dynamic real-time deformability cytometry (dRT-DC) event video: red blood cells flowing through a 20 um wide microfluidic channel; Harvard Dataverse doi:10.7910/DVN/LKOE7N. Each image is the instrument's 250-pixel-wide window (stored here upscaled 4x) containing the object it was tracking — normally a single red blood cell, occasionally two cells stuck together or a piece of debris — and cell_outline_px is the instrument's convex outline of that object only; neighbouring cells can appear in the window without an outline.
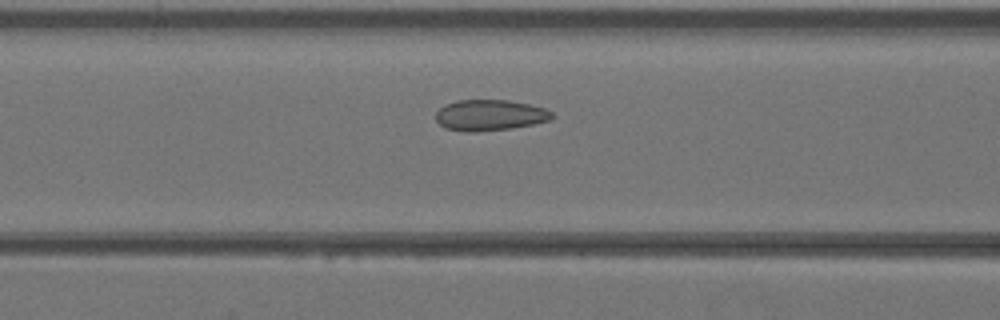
{"species": "Egyptian fruit bat (a non-hibernating species)", "species_latin": "Rousettus aegyptiacus", "temperature_condition": "warm", "stored_images_in_passage": 36, "camera_frame_rate_fps": 3000, "um_per_image_px": 0.085, "animal": {"sex": "female"}, "frame": {"image": 1, "passage_image": 12, "time_ms": 3.667, "image_size_px": [1000, 320], "cell_outline_px": [[556, 116], [552, 120], [512, 128], [476, 132], [468, 132], [444, 128], [436, 120], [436, 112], [444, 104], [456, 100], [508, 100], [528, 104], [544, 108], [552, 112]], "centroid_in_image_um": [41.64, 9.79], "position_along_channel_um": 125.0, "area_um2": 21.1}}
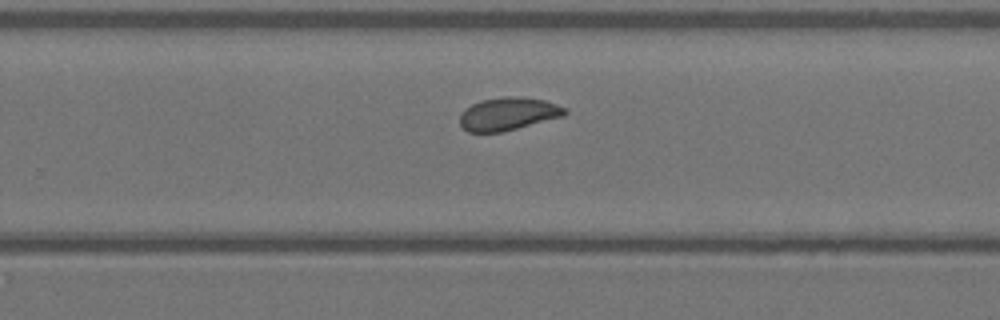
{"frame": {"image": 2, "passage_image": 22, "time_ms": 7.0, "image_size_px": [1000, 320], "cell_outline_px": [[568, 112], [564, 116], [500, 132], [468, 132], [460, 124], [460, 112], [464, 108], [480, 100], [504, 96], [512, 96], [544, 100], [568, 108]], "centroid_in_image_um": [43.18, 9.67], "position_along_channel_um": 286.6, "area_um2": 20.11}}
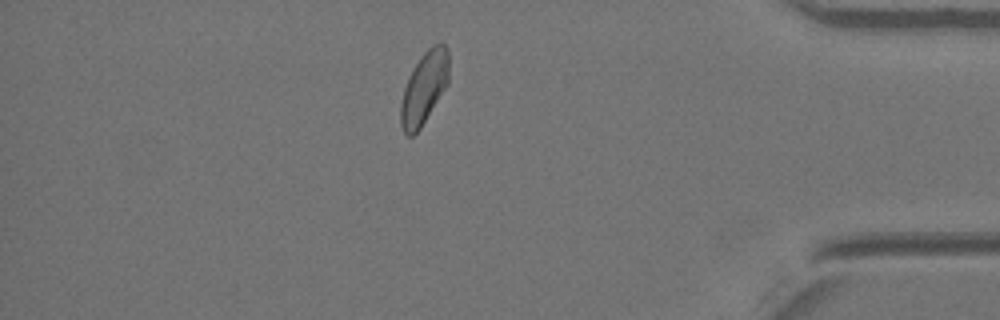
{"frame": {"image": 3, "passage_image": 31, "time_ms": 10.0, "image_size_px": [1000, 320], "cell_outline_px": [[448, 84], [420, 128], [412, 136], [408, 136], [404, 132], [400, 124], [400, 104], [404, 88], [408, 76], [424, 52], [432, 44], [444, 44], [448, 48]], "centroid_in_image_um": [36.04, 7.47], "position_along_channel_um": 399.2, "area_um2": 20.11}}